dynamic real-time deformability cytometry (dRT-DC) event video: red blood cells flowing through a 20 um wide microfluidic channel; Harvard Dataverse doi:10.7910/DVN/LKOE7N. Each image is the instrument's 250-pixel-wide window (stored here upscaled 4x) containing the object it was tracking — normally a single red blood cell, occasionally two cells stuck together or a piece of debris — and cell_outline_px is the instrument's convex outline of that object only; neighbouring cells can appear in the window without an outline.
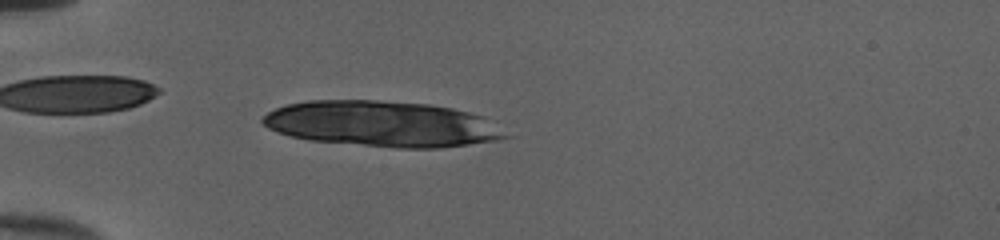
{"species": "human", "species_latin": "Homo sapiens", "temperature_condition": "cold", "stored_images_in_passage": 9, "camera_frame_rate_fps": 3000, "um_per_image_px": 0.085, "donor": {"sex": "female"}, "frame": {"image": 1, "passage_image": 4, "time_ms": 1.0, "image_size_px": [1000, 240], "cell_outline_px": [[516, 136], [496, 140], [440, 148], [396, 148], [308, 140], [276, 132], [268, 128], [260, 120], [268, 112], [276, 108], [288, 104], [308, 100], [380, 100], [428, 104], [452, 108], [468, 112], [480, 116]], "centroid_in_image_um": [32.48, 10.53], "position_along_channel_um": 52.5, "area_um2": 64.79}}